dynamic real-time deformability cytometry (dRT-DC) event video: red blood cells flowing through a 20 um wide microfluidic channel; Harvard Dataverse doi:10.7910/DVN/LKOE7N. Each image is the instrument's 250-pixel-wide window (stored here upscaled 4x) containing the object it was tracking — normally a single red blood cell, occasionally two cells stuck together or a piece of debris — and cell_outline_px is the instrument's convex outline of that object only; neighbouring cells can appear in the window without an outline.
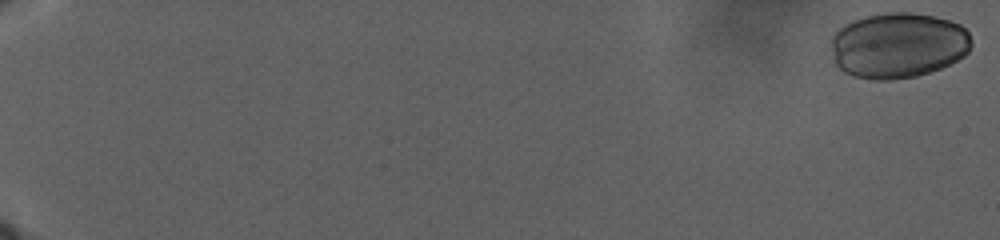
{"species": "human", "species_latin": "Homo sapiens", "temperature_condition": "warm", "stored_images_in_passage": 54, "camera_frame_rate_fps": 3000, "um_per_image_px": 0.085, "donor": {"sex": "male"}, "frame": {"image": 1, "passage_image": 2, "time_ms": 0.333, "image_size_px": [1000, 240], "cell_outline_px": [[972, 44], [968, 52], [964, 56], [940, 68], [916, 76], [892, 80], [872, 80], [852, 76], [844, 72], [836, 64], [832, 48], [832, 36], [844, 24], [868, 16], [884, 12], [912, 12], [932, 16], [948, 20], [960, 24], [968, 32], [972, 40]], "centroid_in_image_um": [76.35, 3.86], "position_along_channel_um": 8.6, "area_um2": 53.58}}
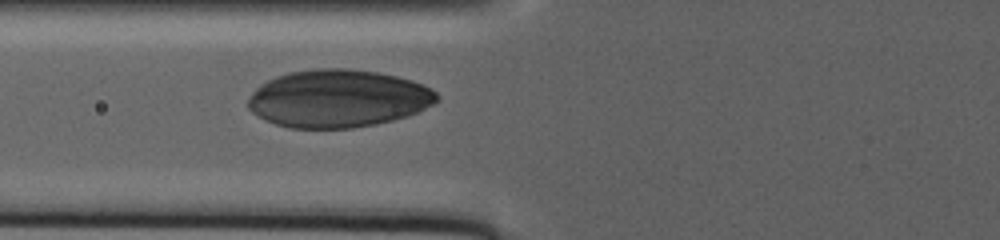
{"frame": {"image": 2, "passage_image": 32, "time_ms": 19.667, "image_size_px": [1000, 240], "cell_outline_px": [[440, 100], [408, 116], [376, 124], [352, 128], [288, 128], [264, 120], [252, 112], [248, 108], [248, 100], [252, 92], [260, 84], [276, 76], [288, 72], [316, 68], [352, 68], [380, 72], [412, 80], [436, 92], [440, 96]], "centroid_in_image_um": [28.72, 8.37], "position_along_channel_um": 97.1, "area_um2": 63.75}}
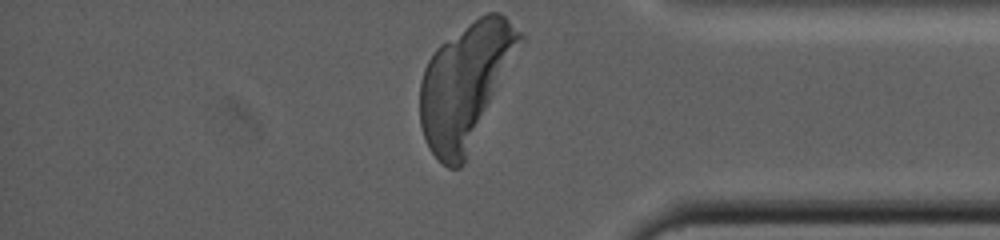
{"frame": {"image": 3, "passage_image": 54, "time_ms": 37.333, "image_size_px": [1000, 240], "cell_outline_px": [[524, 40], [464, 164], [460, 168], [448, 168], [428, 148], [424, 140], [420, 124], [420, 80], [424, 68], [428, 60], [436, 48], [440, 44], [480, 16], [488, 12], [500, 12], [524, 36]], "centroid_in_image_um": [39.56, 7.22], "position_along_channel_um": 395.6, "area_um2": 71.27}}